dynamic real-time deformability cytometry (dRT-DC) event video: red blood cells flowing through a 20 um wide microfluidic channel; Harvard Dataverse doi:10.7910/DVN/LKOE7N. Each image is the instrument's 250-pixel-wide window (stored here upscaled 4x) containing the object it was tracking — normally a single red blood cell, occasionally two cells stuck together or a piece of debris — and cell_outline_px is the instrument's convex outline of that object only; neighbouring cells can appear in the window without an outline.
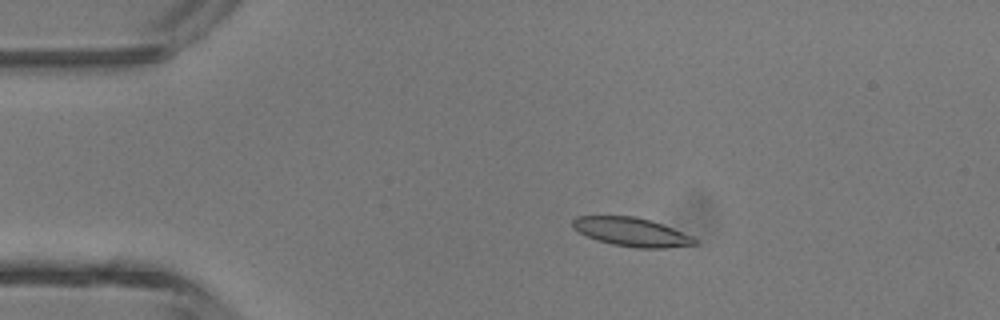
{"species": "common noctule bat (a hibernating species)", "species_latin": "Nyctalus noctula", "temperature_condition": "room temperature", "stored_images_in_passage": 4, "camera_frame_rate_fps": 3000, "um_per_image_px": 0.085, "animal": {"sex": "male", "body_mass_g": 13.3}, "frame": {"image": 1, "passage_image": 3, "time_ms": 0.667, "image_size_px": [1000, 320], "cell_outline_px": [[696, 244], [668, 248], [636, 248], [612, 244], [596, 240], [572, 228], [572, 220], [576, 216], [636, 216], [672, 228], [692, 236], [696, 240]], "centroid_in_image_um": [53.65, 19.72], "position_along_channel_um": 31.4, "area_um2": 20.23}}